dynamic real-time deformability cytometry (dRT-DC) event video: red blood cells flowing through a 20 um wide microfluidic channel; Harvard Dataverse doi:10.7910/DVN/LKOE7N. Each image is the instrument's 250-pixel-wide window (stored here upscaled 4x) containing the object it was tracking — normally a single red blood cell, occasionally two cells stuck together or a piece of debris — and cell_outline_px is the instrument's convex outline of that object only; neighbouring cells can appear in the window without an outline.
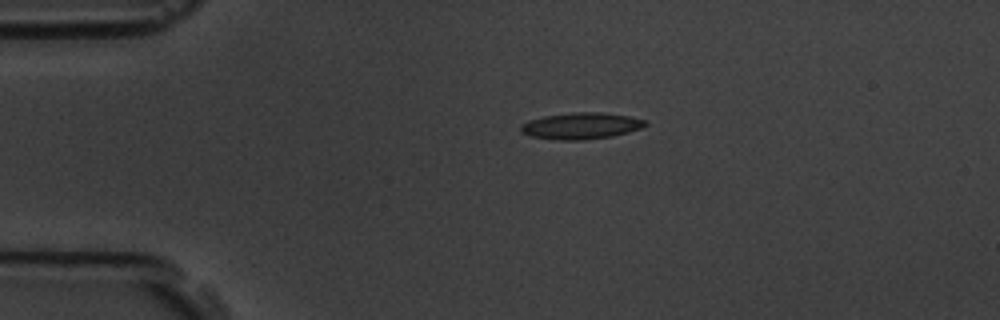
{"species": "common noctule bat (a hibernating species)", "species_latin": "Nyctalus noctula", "temperature_condition": "room temperature", "stored_images_in_passage": 3, "camera_frame_rate_fps": 3000, "um_per_image_px": 0.085, "animal": {"sex": "male", "body_mass_g": 19.5, "forearm_length_mm": 54.6}, "frame": {"image": 1, "passage_image": 1, "time_ms": 0.0, "image_size_px": [1000, 320], "cell_outline_px": [[648, 124], [640, 128], [628, 132], [612, 136], [584, 140], [556, 140], [532, 136], [520, 132], [520, 124], [528, 120], [544, 116], [572, 112], [604, 112], [628, 116], [648, 120]], "centroid_in_image_um": [49.38, 10.69], "position_along_channel_um": 35.6, "area_um2": 19.36}}
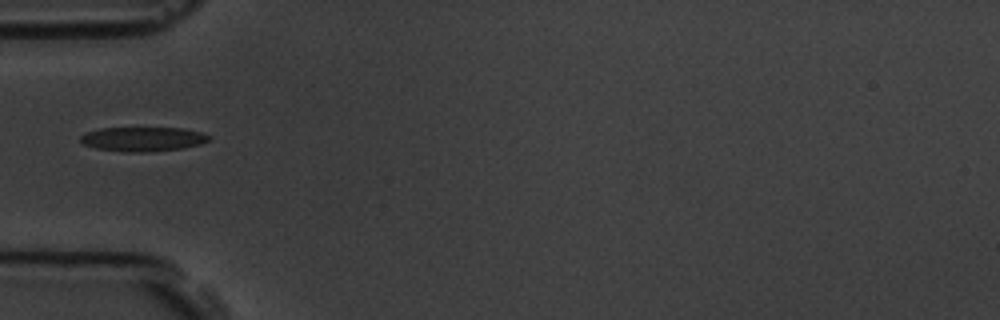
{"frame": {"image": 2, "passage_image": 3, "time_ms": 2.0, "image_size_px": [1000, 320], "cell_outline_px": [[212, 136], [208, 140], [200, 144], [180, 148], [148, 152], [128, 152], [96, 148], [84, 144], [80, 140], [80, 136], [84, 132], [100, 128], [184, 128], [200, 132]], "centroid_in_image_um": [12.12, 11.81], "position_along_channel_um": 72.9, "area_um2": 18.15}}